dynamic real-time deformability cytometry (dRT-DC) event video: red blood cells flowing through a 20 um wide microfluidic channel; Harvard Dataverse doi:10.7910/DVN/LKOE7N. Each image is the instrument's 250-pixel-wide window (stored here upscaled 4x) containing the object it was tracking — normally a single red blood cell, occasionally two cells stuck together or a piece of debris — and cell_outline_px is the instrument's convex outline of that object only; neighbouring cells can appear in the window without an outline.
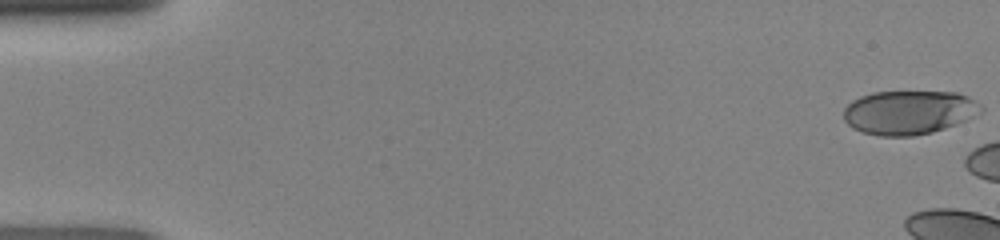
{"species": "human", "species_latin": "Homo sapiens", "temperature_condition": "room temperature", "stored_images_in_passage": 6, "camera_frame_rate_fps": 3000, "um_per_image_px": 0.085, "donor": {"sex": "female"}, "frame": {"image": 1, "passage_image": 1, "time_ms": 0.0, "image_size_px": [1000, 240], "cell_outline_px": [[984, 108], [980, 112], [956, 124], [932, 132], [912, 136], [880, 136], [864, 132], [852, 128], [844, 120], [844, 108], [852, 100], [860, 96], [872, 92], [956, 92], [968, 96]], "centroid_in_image_um": [77.22, 9.55], "position_along_channel_um": 7.8, "area_um2": 34.97}}